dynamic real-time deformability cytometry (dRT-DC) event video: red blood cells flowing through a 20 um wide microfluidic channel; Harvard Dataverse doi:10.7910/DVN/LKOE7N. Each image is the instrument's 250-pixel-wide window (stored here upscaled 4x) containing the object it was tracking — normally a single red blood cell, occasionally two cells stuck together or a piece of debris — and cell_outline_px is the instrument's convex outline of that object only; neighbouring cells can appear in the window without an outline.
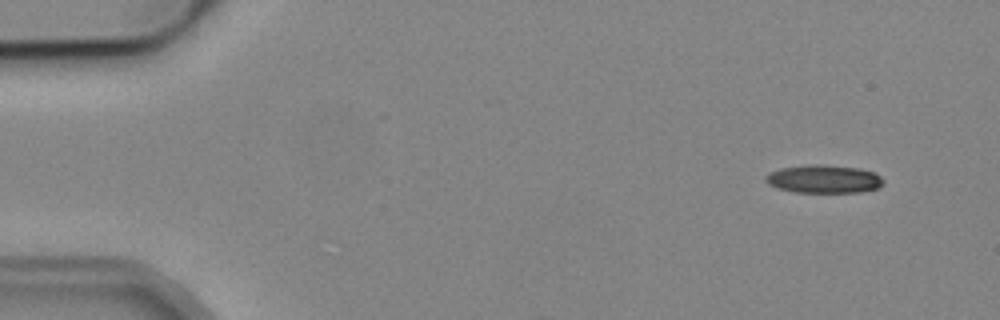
{"species": "common noctule bat (a hibernating species)", "species_latin": "Nyctalus noctula", "temperature_condition": "cold", "stored_images_in_passage": 3, "camera_frame_rate_fps": 3000, "um_per_image_px": 0.085, "animal": {"sex": "male", "body_mass_g": 19.2, "forearm_length_mm": 51.8}, "frame": {"image": 1, "passage_image": 1, "time_ms": 0.0, "image_size_px": [1000, 320], "cell_outline_px": [[884, 184], [880, 188], [860, 192], [796, 192], [776, 188], [768, 184], [764, 180], [764, 176], [768, 172], [780, 168], [804, 164], [820, 164], [856, 168], [872, 172], [880, 176], [884, 180]], "centroid_in_image_um": [69.98, 15.21], "position_along_channel_um": 15.0, "area_um2": 19.54}}